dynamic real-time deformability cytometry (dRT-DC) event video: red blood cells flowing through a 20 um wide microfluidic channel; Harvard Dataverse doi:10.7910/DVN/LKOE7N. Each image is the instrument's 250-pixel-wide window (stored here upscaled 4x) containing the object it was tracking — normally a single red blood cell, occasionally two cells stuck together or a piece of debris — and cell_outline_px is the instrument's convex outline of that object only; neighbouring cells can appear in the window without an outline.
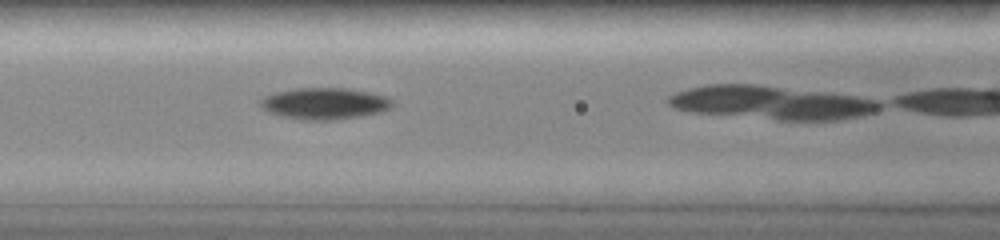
{"species": "common noctule bat (a hibernating species)", "species_latin": "Nyctalus noctula", "temperature_condition": "room temperature", "stored_images_in_passage": 7, "camera_frame_rate_fps": 3000, "um_per_image_px": 0.085, "animal": {"sex": "female", "body_mass_g": 19.0, "forearm_length_mm": 51.5}, "frame": {"image": 1, "passage_image": 4, "time_ms": 1.667, "image_size_px": [1000, 240], "cell_outline_px": [[392, 108], [380, 112], [360, 116], [336, 120], [300, 120], [280, 116], [268, 112], [260, 104], [260, 100], [276, 92], [296, 88], [344, 88], [384, 96], [392, 100]], "centroid_in_image_um": [27.57, 8.82], "position_along_channel_um": 139.0, "area_um2": 23.99}}